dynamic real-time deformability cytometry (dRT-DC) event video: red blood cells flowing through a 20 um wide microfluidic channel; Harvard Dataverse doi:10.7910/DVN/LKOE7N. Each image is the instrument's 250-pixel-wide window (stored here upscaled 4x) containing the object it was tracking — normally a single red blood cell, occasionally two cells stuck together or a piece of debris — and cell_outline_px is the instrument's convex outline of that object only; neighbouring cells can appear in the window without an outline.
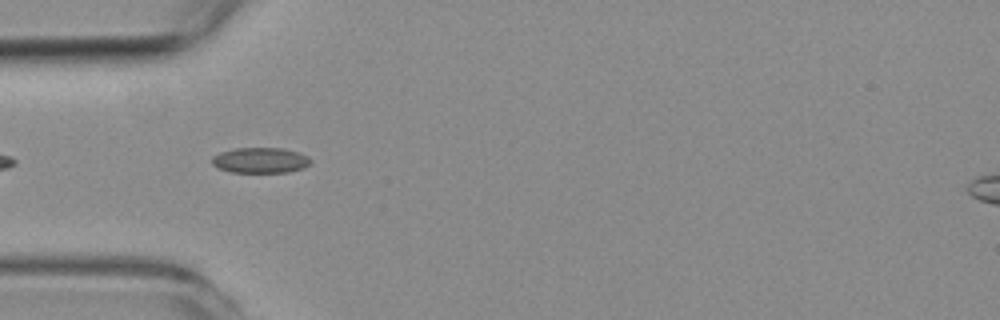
{"species": "common noctule bat (a hibernating species)", "species_latin": "Nyctalus noctula", "temperature_condition": "room temperature", "stored_images_in_passage": 9, "camera_frame_rate_fps": 3000, "um_per_image_px": 0.085, "animal": {"sex": "female", "body_mass_g": 19.3, "forearm_length_mm": 54.1}, "frame": {"image": 1, "passage_image": 3, "time_ms": 0.667, "image_size_px": [1000, 320], "cell_outline_px": [[312, 160], [304, 168], [288, 172], [232, 172], [216, 168], [212, 164], [212, 156], [220, 152], [236, 148], [284, 148], [308, 156]], "centroid_in_image_um": [22.11, 13.62], "position_along_channel_um": 62.9, "area_um2": 14.68}}
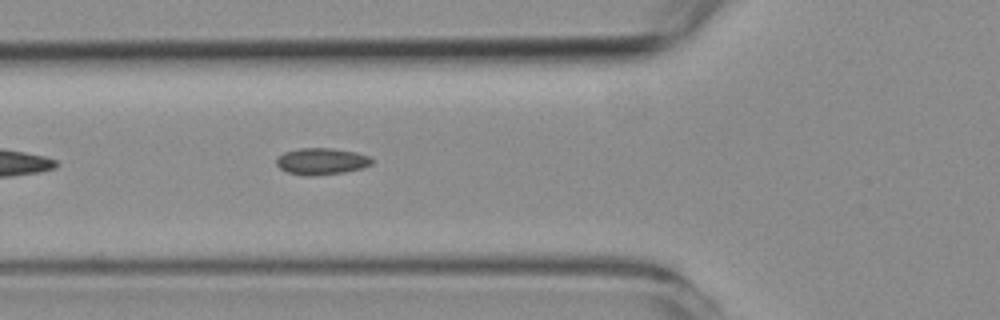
{"frame": {"image": 2, "passage_image": 6, "time_ms": 1.667, "image_size_px": [1000, 320], "cell_outline_px": [[372, 164], [364, 168], [344, 172], [312, 176], [304, 176], [288, 172], [280, 168], [276, 164], [276, 160], [284, 152], [300, 148], [332, 148], [356, 152], [372, 156]], "centroid_in_image_um": [27.37, 13.71], "position_along_channel_um": 98.4, "area_um2": 14.91}}